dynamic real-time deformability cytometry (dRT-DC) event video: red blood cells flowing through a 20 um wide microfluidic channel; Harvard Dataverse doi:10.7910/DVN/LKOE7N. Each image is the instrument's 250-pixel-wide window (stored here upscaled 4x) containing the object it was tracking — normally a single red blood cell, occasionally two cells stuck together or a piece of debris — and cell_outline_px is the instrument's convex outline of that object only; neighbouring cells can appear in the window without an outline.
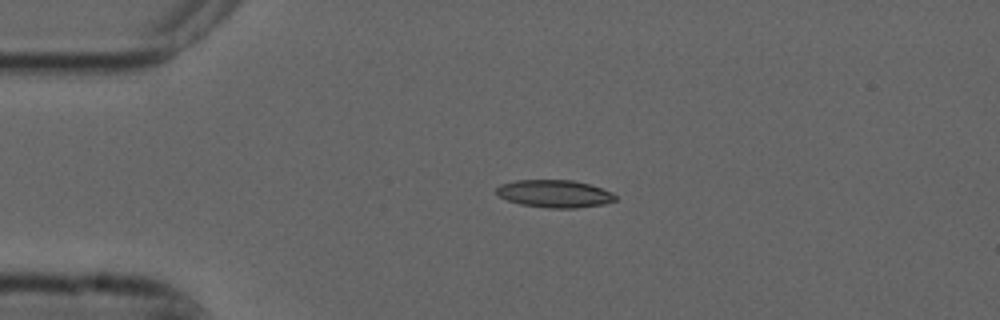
{"species": "common noctule bat (a hibernating species)", "species_latin": "Nyctalus noctula", "temperature_condition": "cold", "stored_images_in_passage": 4, "camera_frame_rate_fps": 3000, "um_per_image_px": 0.085, "animal": {"sex": "male", "forearm_length_mm": 52.5}, "frame": {"image": 1, "passage_image": 3, "time_ms": 0.667, "image_size_px": [1000, 320], "cell_outline_px": [[616, 200], [604, 204], [576, 208], [552, 208], [520, 204], [508, 200], [500, 196], [496, 192], [496, 188], [500, 184], [516, 180], [572, 180], [588, 184], [612, 192], [616, 196]], "centroid_in_image_um": [47.13, 16.46], "position_along_channel_um": 37.9, "area_um2": 18.96}}
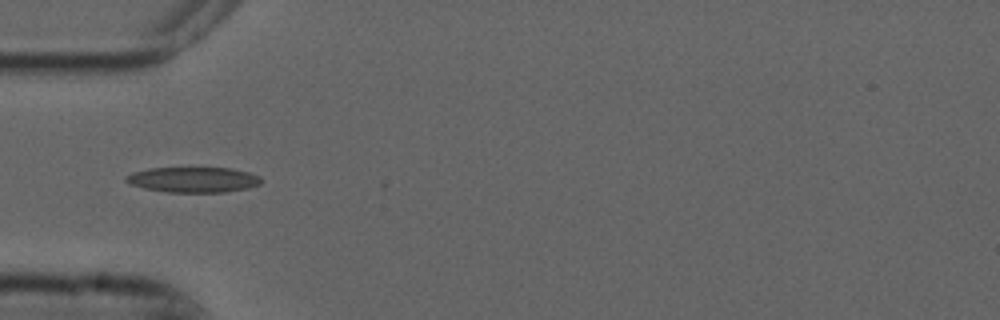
{"frame": {"image": 2, "passage_image": 4, "time_ms": 1.0, "image_size_px": [1000, 320], "cell_outline_px": [[264, 180], [260, 184], [248, 188], [224, 192], [168, 192], [144, 188], [132, 184], [124, 180], [124, 176], [132, 172], [148, 168], [232, 168], [248, 172], [260, 176]], "centroid_in_image_um": [16.44, 15.27], "position_along_channel_um": 68.6, "area_um2": 20.06}}